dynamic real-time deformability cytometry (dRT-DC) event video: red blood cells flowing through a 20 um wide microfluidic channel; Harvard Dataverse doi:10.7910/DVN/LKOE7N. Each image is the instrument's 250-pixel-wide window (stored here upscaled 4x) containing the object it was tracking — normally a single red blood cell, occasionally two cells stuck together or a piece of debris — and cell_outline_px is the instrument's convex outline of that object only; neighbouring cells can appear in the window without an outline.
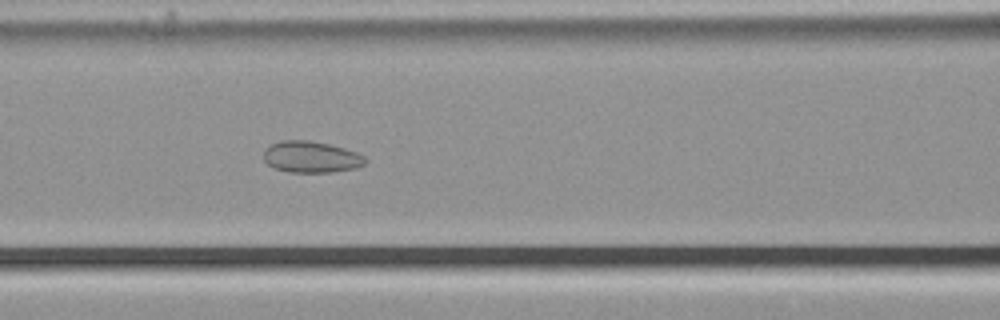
{"species": "common noctule bat (a hibernating species)", "species_latin": "Nyctalus noctula", "temperature_condition": "cold", "stored_images_in_passage": 34, "camera_frame_rate_fps": 3000, "um_per_image_px": 0.085, "animal": {"sex": "male", "body_mass_g": 21.5, "forearm_length_mm": 52.0}, "frame": {"image": 1, "passage_image": 13, "time_ms": 4.0, "image_size_px": [1000, 320], "cell_outline_px": [[368, 160], [364, 164], [356, 168], [332, 172], [288, 172], [276, 168], [268, 164], [264, 160], [264, 152], [272, 144], [280, 140], [308, 140], [328, 144], [344, 148], [356, 152], [364, 156]], "centroid_in_image_um": [26.47, 13.34], "position_along_channel_um": 140.1, "area_um2": 18.5}}
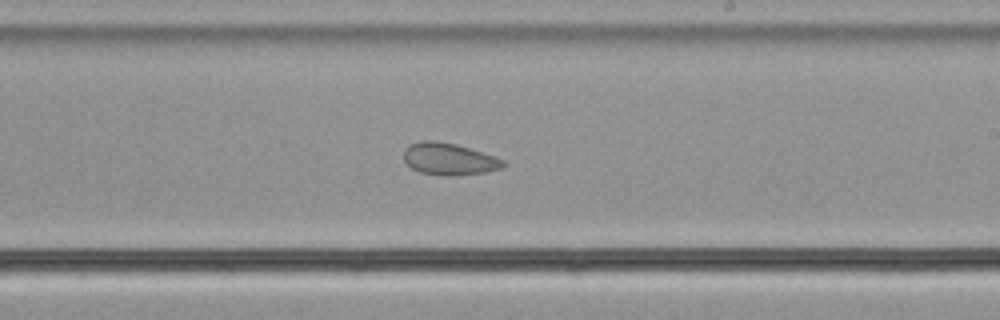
{"frame": {"image": 2, "passage_image": 22, "time_ms": 7.0, "image_size_px": [1000, 320], "cell_outline_px": [[508, 164], [504, 168], [484, 172], [456, 176], [444, 176], [420, 172], [412, 168], [404, 160], [404, 148], [408, 144], [420, 140], [436, 140], [456, 144], [496, 156], [504, 160]], "centroid_in_image_um": [38.19, 13.51], "position_along_channel_um": 250.8, "area_um2": 18.9}}
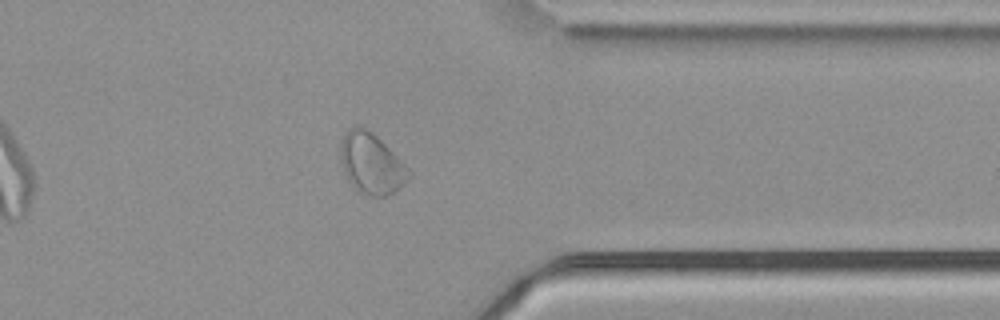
{"frame": {"image": 3, "passage_image": 33, "time_ms": 10.667, "image_size_px": [1000, 320], "cell_outline_px": [[412, 176], [400, 188], [384, 196], [372, 196], [360, 192], [348, 180], [344, 172], [340, 156], [340, 144], [348, 128], [356, 124], [372, 132], [412, 172]], "centroid_in_image_um": [31.56, 13.89], "position_along_channel_um": 379.8, "area_um2": 23.87}}